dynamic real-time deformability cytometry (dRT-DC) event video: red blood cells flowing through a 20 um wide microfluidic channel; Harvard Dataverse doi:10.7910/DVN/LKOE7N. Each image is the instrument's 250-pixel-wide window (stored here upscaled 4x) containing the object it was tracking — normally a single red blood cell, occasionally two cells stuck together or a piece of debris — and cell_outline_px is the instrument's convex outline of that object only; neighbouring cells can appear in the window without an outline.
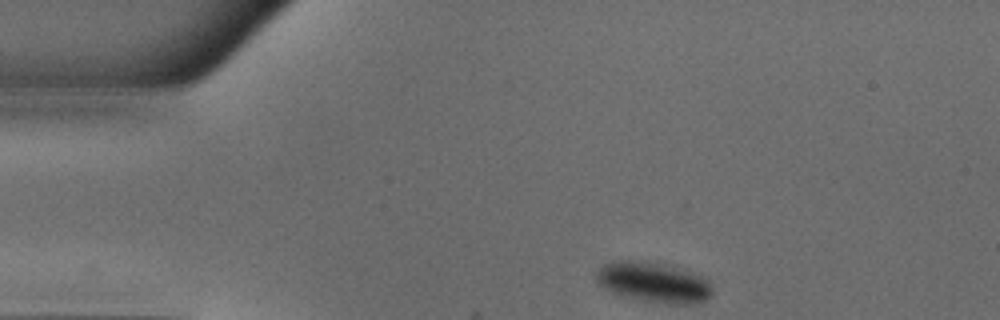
{"species": "common noctule bat (a hibernating species)", "species_latin": "Nyctalus noctula", "temperature_condition": "warm", "stored_images_in_passage": 43, "camera_frame_rate_fps": 3000, "um_per_image_px": 0.085, "animal": {"sex": "male", "body_mass_g": 18.8}, "frame": {"image": 1, "passage_image": 1, "time_ms": 0.0, "image_size_px": [1000, 320], "cell_outline_px": [[712, 296], [700, 304], [668, 304], [640, 300], [624, 296], [612, 292], [604, 288], [596, 280], [596, 272], [604, 264], [612, 260], [648, 260], [672, 264], [684, 268], [704, 276], [708, 280], [712, 288]], "centroid_in_image_um": [55.61, 23.97], "position_along_channel_um": 29.4, "area_um2": 28.21}}
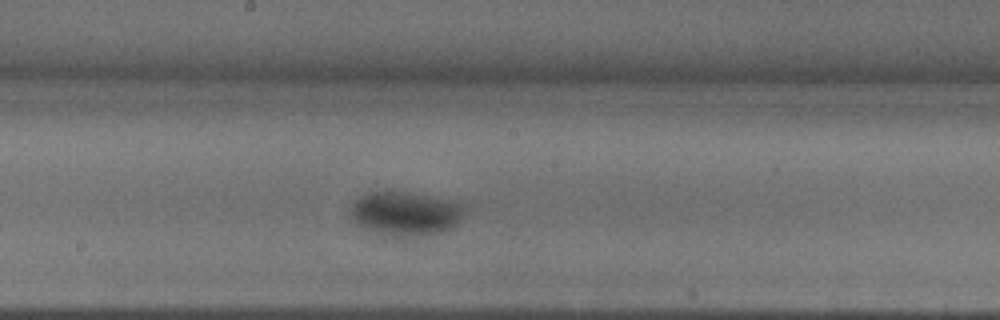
{"frame": {"image": 2, "passage_image": 19, "time_ms": 6.0, "image_size_px": [1000, 320], "cell_outline_px": [[464, 212], [460, 220], [452, 228], [444, 232], [420, 236], [380, 236], [356, 224], [348, 212], [348, 204], [360, 196], [368, 192], [384, 188], [408, 192], [428, 196], [464, 204]], "centroid_in_image_um": [34.35, 18.14], "position_along_channel_um": 213.8, "area_um2": 30.23}}
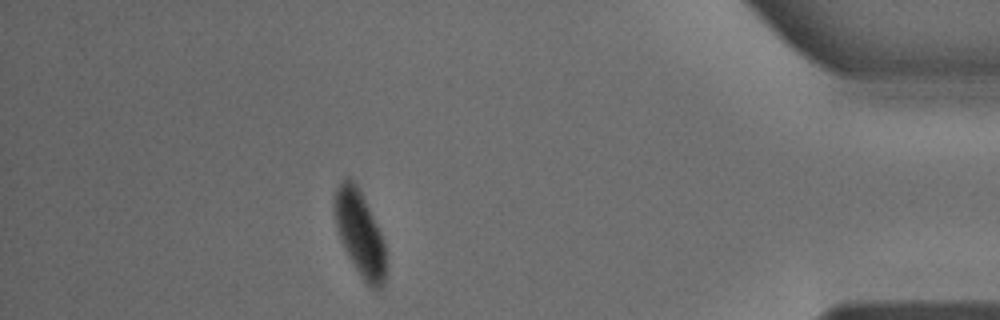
{"frame": {"image": 3, "passage_image": 37, "time_ms": 12.0, "image_size_px": [1000, 320], "cell_outline_px": [[388, 268], [384, 284], [380, 288], [372, 288], [360, 276], [348, 256], [344, 248], [336, 228], [332, 208], [332, 200], [336, 188], [348, 176], [352, 176], [380, 232], [384, 244], [388, 264]], "centroid_in_image_um": [30.57, 19.86], "position_along_channel_um": 404.6, "area_um2": 25.78}}